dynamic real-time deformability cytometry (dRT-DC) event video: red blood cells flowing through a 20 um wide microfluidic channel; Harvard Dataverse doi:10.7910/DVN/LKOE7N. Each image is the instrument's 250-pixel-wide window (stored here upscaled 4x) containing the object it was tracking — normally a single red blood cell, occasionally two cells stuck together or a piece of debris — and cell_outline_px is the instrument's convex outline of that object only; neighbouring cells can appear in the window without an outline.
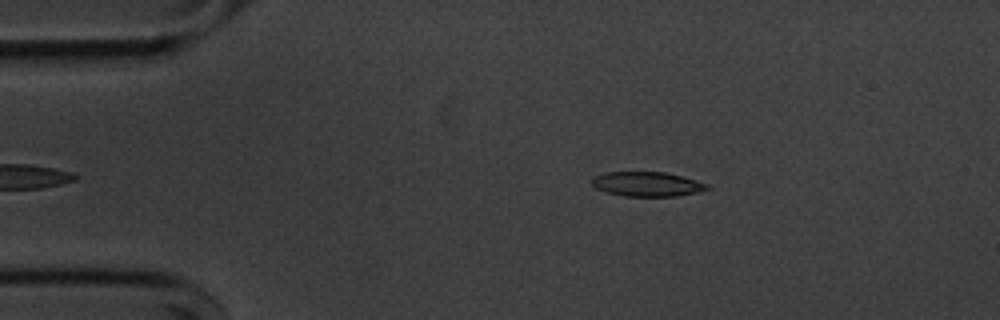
{"species": "common noctule bat (a hibernating species)", "species_latin": "Nyctalus noctula", "temperature_condition": "cold", "stored_images_in_passage": 40, "camera_frame_rate_fps": 3000, "um_per_image_px": 0.085, "animal": {"sex": "male", "body_mass_g": 20.1, "forearm_length_mm": 53.5}, "frame": {"image": 1, "passage_image": 3, "time_ms": 0.667, "image_size_px": [1000, 320], "cell_outline_px": [[712, 188], [696, 192], [676, 196], [624, 196], [608, 192], [596, 188], [592, 184], [592, 180], [596, 176], [608, 172], [664, 172], [680, 176], [708, 184]], "centroid_in_image_um": [55.02, 15.65], "position_along_channel_um": 30.0, "area_um2": 16.18}}
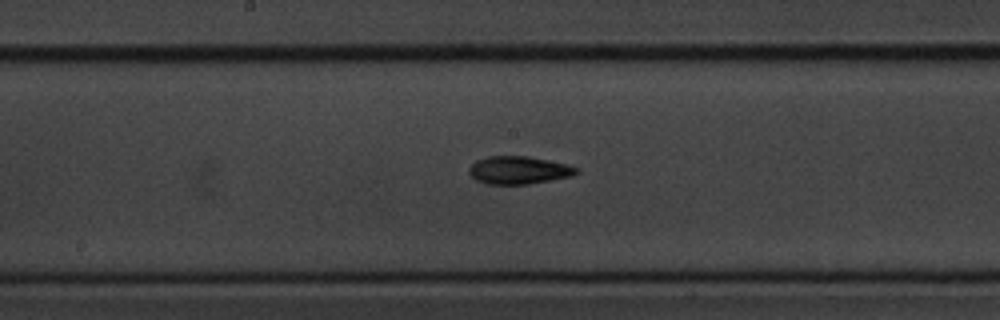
{"frame": {"image": 2, "passage_image": 21, "time_ms": 6.667, "image_size_px": [1000, 320], "cell_outline_px": [[580, 172], [572, 176], [528, 184], [484, 184], [476, 180], [468, 172], [468, 168], [476, 160], [488, 156], [528, 156], [568, 164], [580, 168]], "centroid_in_image_um": [44.1, 14.46], "position_along_channel_um": 204.1, "area_um2": 17.57}}
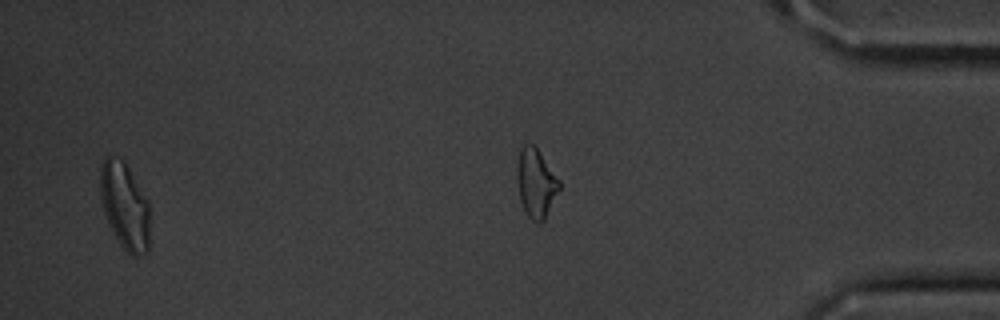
{"frame": {"image": 3, "passage_image": 38, "time_ms": 12.333, "image_size_px": [1000, 320], "cell_outline_px": [[148, 252], [144, 256], [132, 256], [120, 244], [104, 212], [100, 196], [100, 168], [104, 156], [112, 156], [124, 160], [148, 200]], "centroid_in_image_um": [10.6, 17.47], "position_along_channel_um": 424.6, "area_um2": 24.85}, "authors_computed_cell_mechanics": {"area_um2": 17.1666, "velocity_mm_per_s": 3.6565, "shape_relaxation_time_tau1_ms": 3.8014, "shape_relaxation_time_tau2_ms": 5.8187, "deformation_change_tau1": 0.1287, "deformation_change_tau2": 0.135}}